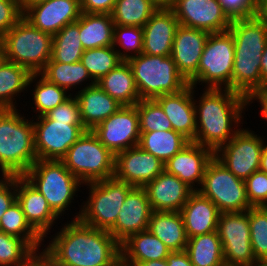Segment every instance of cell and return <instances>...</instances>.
Masks as SVG:
<instances>
[{"label":"cell","mask_w":267,"mask_h":266,"mask_svg":"<svg viewBox=\"0 0 267 266\" xmlns=\"http://www.w3.org/2000/svg\"><path fill=\"white\" fill-rule=\"evenodd\" d=\"M208 36V32L180 24L176 29L171 57L190 85L198 79V67Z\"/></svg>","instance_id":"ac0fdd59"},{"label":"cell","mask_w":267,"mask_h":266,"mask_svg":"<svg viewBox=\"0 0 267 266\" xmlns=\"http://www.w3.org/2000/svg\"><path fill=\"white\" fill-rule=\"evenodd\" d=\"M20 266H57V264L44 248L42 251L39 248L34 250Z\"/></svg>","instance_id":"816d5d0a"},{"label":"cell","mask_w":267,"mask_h":266,"mask_svg":"<svg viewBox=\"0 0 267 266\" xmlns=\"http://www.w3.org/2000/svg\"><path fill=\"white\" fill-rule=\"evenodd\" d=\"M259 102L261 105V117L267 121V89L259 90L255 92L249 99V106L254 101ZM258 100V101H257Z\"/></svg>","instance_id":"db71d44e"},{"label":"cell","mask_w":267,"mask_h":266,"mask_svg":"<svg viewBox=\"0 0 267 266\" xmlns=\"http://www.w3.org/2000/svg\"><path fill=\"white\" fill-rule=\"evenodd\" d=\"M23 177L42 193L59 217L68 210L76 192L83 186L61 160L37 159Z\"/></svg>","instance_id":"52a82bcc"},{"label":"cell","mask_w":267,"mask_h":266,"mask_svg":"<svg viewBox=\"0 0 267 266\" xmlns=\"http://www.w3.org/2000/svg\"><path fill=\"white\" fill-rule=\"evenodd\" d=\"M246 191L249 203L253 207L267 204V173L261 170L252 173L246 180Z\"/></svg>","instance_id":"f6af8a7d"},{"label":"cell","mask_w":267,"mask_h":266,"mask_svg":"<svg viewBox=\"0 0 267 266\" xmlns=\"http://www.w3.org/2000/svg\"><path fill=\"white\" fill-rule=\"evenodd\" d=\"M127 61L141 100H154L161 95L177 93L188 85L171 56L141 53Z\"/></svg>","instance_id":"8992f818"},{"label":"cell","mask_w":267,"mask_h":266,"mask_svg":"<svg viewBox=\"0 0 267 266\" xmlns=\"http://www.w3.org/2000/svg\"><path fill=\"white\" fill-rule=\"evenodd\" d=\"M31 75L26 68L9 61L0 67V107L2 109L17 108L15 99L22 92L24 93V90L29 89L27 87Z\"/></svg>","instance_id":"1f68e13d"},{"label":"cell","mask_w":267,"mask_h":266,"mask_svg":"<svg viewBox=\"0 0 267 266\" xmlns=\"http://www.w3.org/2000/svg\"><path fill=\"white\" fill-rule=\"evenodd\" d=\"M0 218L16 201V176L0 177Z\"/></svg>","instance_id":"681fc988"},{"label":"cell","mask_w":267,"mask_h":266,"mask_svg":"<svg viewBox=\"0 0 267 266\" xmlns=\"http://www.w3.org/2000/svg\"><path fill=\"white\" fill-rule=\"evenodd\" d=\"M234 39L231 32L211 33L208 36L198 67V79L205 88L232 90ZM204 83V84H203Z\"/></svg>","instance_id":"8fae6325"},{"label":"cell","mask_w":267,"mask_h":266,"mask_svg":"<svg viewBox=\"0 0 267 266\" xmlns=\"http://www.w3.org/2000/svg\"><path fill=\"white\" fill-rule=\"evenodd\" d=\"M250 241L258 263L267 261V210L264 206L250 207Z\"/></svg>","instance_id":"60d3db41"},{"label":"cell","mask_w":267,"mask_h":266,"mask_svg":"<svg viewBox=\"0 0 267 266\" xmlns=\"http://www.w3.org/2000/svg\"><path fill=\"white\" fill-rule=\"evenodd\" d=\"M190 141L174 131H153L140 133L138 146L157 157L164 164Z\"/></svg>","instance_id":"836d02e7"},{"label":"cell","mask_w":267,"mask_h":266,"mask_svg":"<svg viewBox=\"0 0 267 266\" xmlns=\"http://www.w3.org/2000/svg\"><path fill=\"white\" fill-rule=\"evenodd\" d=\"M168 266H194L191 263L188 253L184 251H172L167 257Z\"/></svg>","instance_id":"f5cc1de1"},{"label":"cell","mask_w":267,"mask_h":266,"mask_svg":"<svg viewBox=\"0 0 267 266\" xmlns=\"http://www.w3.org/2000/svg\"><path fill=\"white\" fill-rule=\"evenodd\" d=\"M257 266H267V261L260 262Z\"/></svg>","instance_id":"e7e4bbea"},{"label":"cell","mask_w":267,"mask_h":266,"mask_svg":"<svg viewBox=\"0 0 267 266\" xmlns=\"http://www.w3.org/2000/svg\"><path fill=\"white\" fill-rule=\"evenodd\" d=\"M22 17L23 13L16 0H0V38Z\"/></svg>","instance_id":"c3c4849f"},{"label":"cell","mask_w":267,"mask_h":266,"mask_svg":"<svg viewBox=\"0 0 267 266\" xmlns=\"http://www.w3.org/2000/svg\"><path fill=\"white\" fill-rule=\"evenodd\" d=\"M31 85L34 87L31 90V94L33 95L32 100L34 102L33 108L35 109L33 111L35 114L37 112V115H34V117L46 115L51 109H54L72 95L71 93L67 94L69 92L66 89L48 82L40 74H32L30 76L28 87L30 88Z\"/></svg>","instance_id":"8d00e7d4"},{"label":"cell","mask_w":267,"mask_h":266,"mask_svg":"<svg viewBox=\"0 0 267 266\" xmlns=\"http://www.w3.org/2000/svg\"><path fill=\"white\" fill-rule=\"evenodd\" d=\"M61 227L44 245L57 265L116 266L121 259L120 243L108 231L74 219Z\"/></svg>","instance_id":"6da1fadb"},{"label":"cell","mask_w":267,"mask_h":266,"mask_svg":"<svg viewBox=\"0 0 267 266\" xmlns=\"http://www.w3.org/2000/svg\"><path fill=\"white\" fill-rule=\"evenodd\" d=\"M7 61L5 47L0 41V67Z\"/></svg>","instance_id":"6125c7cd"},{"label":"cell","mask_w":267,"mask_h":266,"mask_svg":"<svg viewBox=\"0 0 267 266\" xmlns=\"http://www.w3.org/2000/svg\"><path fill=\"white\" fill-rule=\"evenodd\" d=\"M136 107L140 133L173 130L171 122L155 100H140Z\"/></svg>","instance_id":"7bdbcfd3"},{"label":"cell","mask_w":267,"mask_h":266,"mask_svg":"<svg viewBox=\"0 0 267 266\" xmlns=\"http://www.w3.org/2000/svg\"><path fill=\"white\" fill-rule=\"evenodd\" d=\"M113 47L124 61L140 55L143 51V28L115 25Z\"/></svg>","instance_id":"b9f144b4"},{"label":"cell","mask_w":267,"mask_h":266,"mask_svg":"<svg viewBox=\"0 0 267 266\" xmlns=\"http://www.w3.org/2000/svg\"><path fill=\"white\" fill-rule=\"evenodd\" d=\"M96 84L122 106L136 105L141 100L128 61L121 62Z\"/></svg>","instance_id":"f1b7e54d"},{"label":"cell","mask_w":267,"mask_h":266,"mask_svg":"<svg viewBox=\"0 0 267 266\" xmlns=\"http://www.w3.org/2000/svg\"><path fill=\"white\" fill-rule=\"evenodd\" d=\"M18 109L0 111V174L23 176L37 160L33 120Z\"/></svg>","instance_id":"277c9868"},{"label":"cell","mask_w":267,"mask_h":266,"mask_svg":"<svg viewBox=\"0 0 267 266\" xmlns=\"http://www.w3.org/2000/svg\"><path fill=\"white\" fill-rule=\"evenodd\" d=\"M137 266H168L166 259L151 260L139 263Z\"/></svg>","instance_id":"94428289"},{"label":"cell","mask_w":267,"mask_h":266,"mask_svg":"<svg viewBox=\"0 0 267 266\" xmlns=\"http://www.w3.org/2000/svg\"><path fill=\"white\" fill-rule=\"evenodd\" d=\"M34 119V147L37 159L61 160L72 144L87 131L84 125H68V122L50 120L46 115Z\"/></svg>","instance_id":"5bb4252c"},{"label":"cell","mask_w":267,"mask_h":266,"mask_svg":"<svg viewBox=\"0 0 267 266\" xmlns=\"http://www.w3.org/2000/svg\"><path fill=\"white\" fill-rule=\"evenodd\" d=\"M0 41L7 61L21 65L31 74H39L52 56L53 36L34 27L24 17Z\"/></svg>","instance_id":"5b68a950"},{"label":"cell","mask_w":267,"mask_h":266,"mask_svg":"<svg viewBox=\"0 0 267 266\" xmlns=\"http://www.w3.org/2000/svg\"><path fill=\"white\" fill-rule=\"evenodd\" d=\"M33 251L22 238L0 230V266H20Z\"/></svg>","instance_id":"ee69618b"},{"label":"cell","mask_w":267,"mask_h":266,"mask_svg":"<svg viewBox=\"0 0 267 266\" xmlns=\"http://www.w3.org/2000/svg\"><path fill=\"white\" fill-rule=\"evenodd\" d=\"M197 191L210 199L221 213L242 212L253 207L247 197L245 180L236 177L215 156L207 164Z\"/></svg>","instance_id":"30bf717a"},{"label":"cell","mask_w":267,"mask_h":266,"mask_svg":"<svg viewBox=\"0 0 267 266\" xmlns=\"http://www.w3.org/2000/svg\"><path fill=\"white\" fill-rule=\"evenodd\" d=\"M16 200L22 207L29 224L43 237L48 233L59 216L51 209L46 198L23 176H16Z\"/></svg>","instance_id":"7402d4cb"},{"label":"cell","mask_w":267,"mask_h":266,"mask_svg":"<svg viewBox=\"0 0 267 266\" xmlns=\"http://www.w3.org/2000/svg\"><path fill=\"white\" fill-rule=\"evenodd\" d=\"M193 101L196 111L194 142L210 148L214 153L228 143L241 129L248 98L230 89L204 88L202 96ZM198 100V101H197ZM234 126V127H233Z\"/></svg>","instance_id":"7a4b0ae2"},{"label":"cell","mask_w":267,"mask_h":266,"mask_svg":"<svg viewBox=\"0 0 267 266\" xmlns=\"http://www.w3.org/2000/svg\"><path fill=\"white\" fill-rule=\"evenodd\" d=\"M0 230L25 240L34 250L43 245L44 238L29 224L16 200L0 218Z\"/></svg>","instance_id":"74e56055"},{"label":"cell","mask_w":267,"mask_h":266,"mask_svg":"<svg viewBox=\"0 0 267 266\" xmlns=\"http://www.w3.org/2000/svg\"><path fill=\"white\" fill-rule=\"evenodd\" d=\"M114 26L110 14L81 12L79 38L84 50L113 46Z\"/></svg>","instance_id":"4dcf8cb0"},{"label":"cell","mask_w":267,"mask_h":266,"mask_svg":"<svg viewBox=\"0 0 267 266\" xmlns=\"http://www.w3.org/2000/svg\"><path fill=\"white\" fill-rule=\"evenodd\" d=\"M46 116L53 121L68 122V125H83L79 104L73 94L63 103L51 109Z\"/></svg>","instance_id":"bcb514c9"},{"label":"cell","mask_w":267,"mask_h":266,"mask_svg":"<svg viewBox=\"0 0 267 266\" xmlns=\"http://www.w3.org/2000/svg\"><path fill=\"white\" fill-rule=\"evenodd\" d=\"M259 170L267 173V144H266V140H265V144H264L262 154H261Z\"/></svg>","instance_id":"91938a15"},{"label":"cell","mask_w":267,"mask_h":266,"mask_svg":"<svg viewBox=\"0 0 267 266\" xmlns=\"http://www.w3.org/2000/svg\"><path fill=\"white\" fill-rule=\"evenodd\" d=\"M264 138L249 128H241L228 143L214 153V156L236 177L246 180L260 168Z\"/></svg>","instance_id":"4fadbf2b"},{"label":"cell","mask_w":267,"mask_h":266,"mask_svg":"<svg viewBox=\"0 0 267 266\" xmlns=\"http://www.w3.org/2000/svg\"><path fill=\"white\" fill-rule=\"evenodd\" d=\"M260 73H261V90L267 89V42L261 58Z\"/></svg>","instance_id":"11a10c76"},{"label":"cell","mask_w":267,"mask_h":266,"mask_svg":"<svg viewBox=\"0 0 267 266\" xmlns=\"http://www.w3.org/2000/svg\"><path fill=\"white\" fill-rule=\"evenodd\" d=\"M157 9L150 0H117L110 15L115 25L143 27Z\"/></svg>","instance_id":"f35d334b"},{"label":"cell","mask_w":267,"mask_h":266,"mask_svg":"<svg viewBox=\"0 0 267 266\" xmlns=\"http://www.w3.org/2000/svg\"><path fill=\"white\" fill-rule=\"evenodd\" d=\"M171 122L172 129L189 141L195 140L196 111L193 101V86L188 84L183 90L158 96L154 99Z\"/></svg>","instance_id":"cb8c5ba5"},{"label":"cell","mask_w":267,"mask_h":266,"mask_svg":"<svg viewBox=\"0 0 267 266\" xmlns=\"http://www.w3.org/2000/svg\"><path fill=\"white\" fill-rule=\"evenodd\" d=\"M86 185L89 197L87 201H83L81 209L73 218L88 226L109 231L118 218V212L128 192L134 186L114 177Z\"/></svg>","instance_id":"ba28073f"},{"label":"cell","mask_w":267,"mask_h":266,"mask_svg":"<svg viewBox=\"0 0 267 266\" xmlns=\"http://www.w3.org/2000/svg\"><path fill=\"white\" fill-rule=\"evenodd\" d=\"M123 61L113 46L84 50L80 60L95 82Z\"/></svg>","instance_id":"ab89813d"},{"label":"cell","mask_w":267,"mask_h":266,"mask_svg":"<svg viewBox=\"0 0 267 266\" xmlns=\"http://www.w3.org/2000/svg\"><path fill=\"white\" fill-rule=\"evenodd\" d=\"M179 22L172 9H157L143 28V51L147 55L171 56Z\"/></svg>","instance_id":"d4e9b609"},{"label":"cell","mask_w":267,"mask_h":266,"mask_svg":"<svg viewBox=\"0 0 267 266\" xmlns=\"http://www.w3.org/2000/svg\"><path fill=\"white\" fill-rule=\"evenodd\" d=\"M148 230L171 251H184L188 238L180 212L153 211Z\"/></svg>","instance_id":"f546056e"},{"label":"cell","mask_w":267,"mask_h":266,"mask_svg":"<svg viewBox=\"0 0 267 266\" xmlns=\"http://www.w3.org/2000/svg\"><path fill=\"white\" fill-rule=\"evenodd\" d=\"M213 157L210 148L190 141L164 164V170L197 191L202 185L205 168Z\"/></svg>","instance_id":"44dd1931"},{"label":"cell","mask_w":267,"mask_h":266,"mask_svg":"<svg viewBox=\"0 0 267 266\" xmlns=\"http://www.w3.org/2000/svg\"><path fill=\"white\" fill-rule=\"evenodd\" d=\"M187 238L217 231L221 212L208 198L194 191L180 211Z\"/></svg>","instance_id":"4316f807"},{"label":"cell","mask_w":267,"mask_h":266,"mask_svg":"<svg viewBox=\"0 0 267 266\" xmlns=\"http://www.w3.org/2000/svg\"><path fill=\"white\" fill-rule=\"evenodd\" d=\"M217 232L222 243L225 266H257L250 241L248 210L224 212L219 216Z\"/></svg>","instance_id":"7c38bea8"},{"label":"cell","mask_w":267,"mask_h":266,"mask_svg":"<svg viewBox=\"0 0 267 266\" xmlns=\"http://www.w3.org/2000/svg\"><path fill=\"white\" fill-rule=\"evenodd\" d=\"M116 266H133V265H130V264L124 262L122 259H120V260L117 262Z\"/></svg>","instance_id":"be15d7a7"},{"label":"cell","mask_w":267,"mask_h":266,"mask_svg":"<svg viewBox=\"0 0 267 266\" xmlns=\"http://www.w3.org/2000/svg\"><path fill=\"white\" fill-rule=\"evenodd\" d=\"M22 13H24L29 7L48 0H16Z\"/></svg>","instance_id":"6f0895ef"},{"label":"cell","mask_w":267,"mask_h":266,"mask_svg":"<svg viewBox=\"0 0 267 266\" xmlns=\"http://www.w3.org/2000/svg\"><path fill=\"white\" fill-rule=\"evenodd\" d=\"M158 9H172L175 0H150Z\"/></svg>","instance_id":"680465c9"},{"label":"cell","mask_w":267,"mask_h":266,"mask_svg":"<svg viewBox=\"0 0 267 266\" xmlns=\"http://www.w3.org/2000/svg\"><path fill=\"white\" fill-rule=\"evenodd\" d=\"M79 19L67 24L53 36L52 56L48 62L76 63L81 60L84 48L80 41Z\"/></svg>","instance_id":"d590c367"},{"label":"cell","mask_w":267,"mask_h":266,"mask_svg":"<svg viewBox=\"0 0 267 266\" xmlns=\"http://www.w3.org/2000/svg\"><path fill=\"white\" fill-rule=\"evenodd\" d=\"M83 13L111 14L117 0H79Z\"/></svg>","instance_id":"f907efd6"},{"label":"cell","mask_w":267,"mask_h":266,"mask_svg":"<svg viewBox=\"0 0 267 266\" xmlns=\"http://www.w3.org/2000/svg\"><path fill=\"white\" fill-rule=\"evenodd\" d=\"M256 16L267 25V0H261L258 3V11Z\"/></svg>","instance_id":"9f6ffc18"},{"label":"cell","mask_w":267,"mask_h":266,"mask_svg":"<svg viewBox=\"0 0 267 266\" xmlns=\"http://www.w3.org/2000/svg\"><path fill=\"white\" fill-rule=\"evenodd\" d=\"M61 161L83 184L114 176L115 155L92 130H87L73 143Z\"/></svg>","instance_id":"9c48e42d"},{"label":"cell","mask_w":267,"mask_h":266,"mask_svg":"<svg viewBox=\"0 0 267 266\" xmlns=\"http://www.w3.org/2000/svg\"><path fill=\"white\" fill-rule=\"evenodd\" d=\"M92 132L114 155L138 146L140 131L136 105L122 106Z\"/></svg>","instance_id":"9a60e30c"},{"label":"cell","mask_w":267,"mask_h":266,"mask_svg":"<svg viewBox=\"0 0 267 266\" xmlns=\"http://www.w3.org/2000/svg\"><path fill=\"white\" fill-rule=\"evenodd\" d=\"M120 248L121 259L133 266L145 261L166 259L172 252L149 230L130 235L120 244Z\"/></svg>","instance_id":"83f0119b"},{"label":"cell","mask_w":267,"mask_h":266,"mask_svg":"<svg viewBox=\"0 0 267 266\" xmlns=\"http://www.w3.org/2000/svg\"><path fill=\"white\" fill-rule=\"evenodd\" d=\"M39 74L48 82L67 91L84 85L88 80L91 83H96L80 61L76 63L47 62Z\"/></svg>","instance_id":"e575fe53"},{"label":"cell","mask_w":267,"mask_h":266,"mask_svg":"<svg viewBox=\"0 0 267 266\" xmlns=\"http://www.w3.org/2000/svg\"><path fill=\"white\" fill-rule=\"evenodd\" d=\"M164 171V163L139 146L115 155L114 178L135 187H144Z\"/></svg>","instance_id":"e0dca14e"},{"label":"cell","mask_w":267,"mask_h":266,"mask_svg":"<svg viewBox=\"0 0 267 266\" xmlns=\"http://www.w3.org/2000/svg\"><path fill=\"white\" fill-rule=\"evenodd\" d=\"M218 2L231 19L257 15L258 3L255 0H218Z\"/></svg>","instance_id":"7dc6e473"},{"label":"cell","mask_w":267,"mask_h":266,"mask_svg":"<svg viewBox=\"0 0 267 266\" xmlns=\"http://www.w3.org/2000/svg\"><path fill=\"white\" fill-rule=\"evenodd\" d=\"M234 39L232 91L250 98L261 90L260 65L267 42V25L257 16L232 19L229 27Z\"/></svg>","instance_id":"3957f363"},{"label":"cell","mask_w":267,"mask_h":266,"mask_svg":"<svg viewBox=\"0 0 267 266\" xmlns=\"http://www.w3.org/2000/svg\"><path fill=\"white\" fill-rule=\"evenodd\" d=\"M86 86V87H85ZM76 91L81 120L86 130H93L98 124L122 107L96 83H86Z\"/></svg>","instance_id":"484cf974"},{"label":"cell","mask_w":267,"mask_h":266,"mask_svg":"<svg viewBox=\"0 0 267 266\" xmlns=\"http://www.w3.org/2000/svg\"><path fill=\"white\" fill-rule=\"evenodd\" d=\"M172 10L180 25L209 34L228 31L232 23L218 0H175Z\"/></svg>","instance_id":"2e32d148"},{"label":"cell","mask_w":267,"mask_h":266,"mask_svg":"<svg viewBox=\"0 0 267 266\" xmlns=\"http://www.w3.org/2000/svg\"><path fill=\"white\" fill-rule=\"evenodd\" d=\"M153 211L180 212L194 190L177 176L159 174L144 186Z\"/></svg>","instance_id":"603a6c76"},{"label":"cell","mask_w":267,"mask_h":266,"mask_svg":"<svg viewBox=\"0 0 267 266\" xmlns=\"http://www.w3.org/2000/svg\"><path fill=\"white\" fill-rule=\"evenodd\" d=\"M153 210L144 187H133L118 212L114 226L108 231L120 244L130 235L148 230Z\"/></svg>","instance_id":"d6986e66"},{"label":"cell","mask_w":267,"mask_h":266,"mask_svg":"<svg viewBox=\"0 0 267 266\" xmlns=\"http://www.w3.org/2000/svg\"><path fill=\"white\" fill-rule=\"evenodd\" d=\"M81 14L79 0H48L29 7L23 17L34 27L52 36Z\"/></svg>","instance_id":"ffe728a7"},{"label":"cell","mask_w":267,"mask_h":266,"mask_svg":"<svg viewBox=\"0 0 267 266\" xmlns=\"http://www.w3.org/2000/svg\"><path fill=\"white\" fill-rule=\"evenodd\" d=\"M185 251L194 266H225L217 231L188 238Z\"/></svg>","instance_id":"d6a6232c"}]
</instances>
